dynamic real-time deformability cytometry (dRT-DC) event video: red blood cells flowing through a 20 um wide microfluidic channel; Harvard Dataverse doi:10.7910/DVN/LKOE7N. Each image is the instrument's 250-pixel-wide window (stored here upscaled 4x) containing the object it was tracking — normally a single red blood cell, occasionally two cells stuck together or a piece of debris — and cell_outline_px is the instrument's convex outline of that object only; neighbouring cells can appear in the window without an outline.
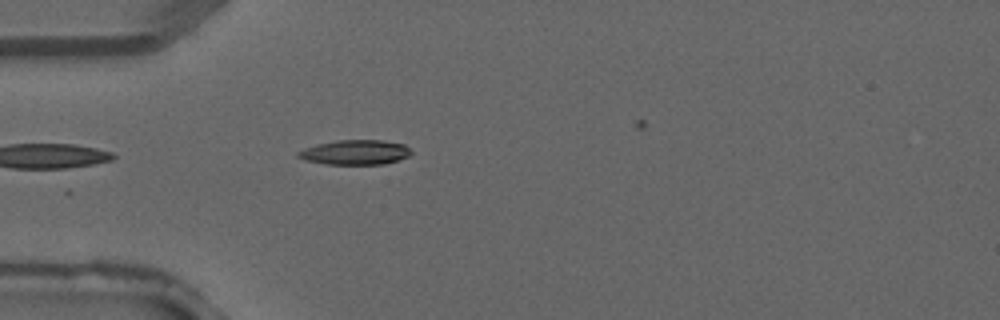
{"species": "common noctule bat (a hibernating species)", "species_latin": "Nyctalus noctula", "temperature_condition": "warm", "stored_images_in_passage": 2, "camera_frame_rate_fps": 3000, "um_per_image_px": 0.085, "animal": {"sex": "male", "forearm_length_mm": 52.5}, "frame": {"image": 1, "passage_image": 2, "time_ms": 0.333, "image_size_px": [1000, 320], "cell_outline_px": [[412, 152], [408, 156], [384, 164], [324, 164], [304, 160], [296, 156], [296, 152], [304, 148], [316, 144], [336, 140], [384, 140], [404, 144]], "centroid_in_image_um": [30.14, 12.94], "position_along_channel_um": 54.9, "area_um2": 16.36}}